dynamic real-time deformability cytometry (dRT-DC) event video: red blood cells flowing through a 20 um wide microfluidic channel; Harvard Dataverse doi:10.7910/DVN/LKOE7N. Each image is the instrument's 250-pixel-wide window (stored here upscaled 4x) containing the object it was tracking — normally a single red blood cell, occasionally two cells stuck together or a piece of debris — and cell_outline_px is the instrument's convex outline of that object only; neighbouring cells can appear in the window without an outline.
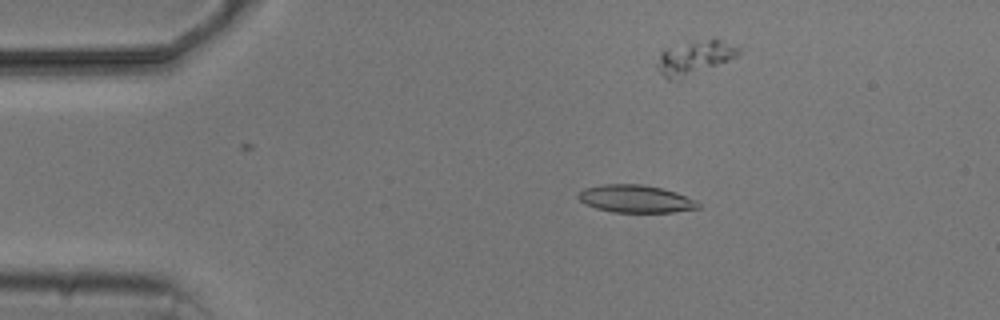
{"species": "common noctule bat (a hibernating species)", "species_latin": "Nyctalus noctula", "temperature_condition": "cold", "stored_images_in_passage": 5, "camera_frame_rate_fps": 3000, "um_per_image_px": 0.085, "animal": {"sex": "male", "body_mass_g": 20.5, "forearm_length_mm": 52.5}, "frame": {"image": 1, "passage_image": 2, "time_ms": 1.0, "image_size_px": [1000, 320], "cell_outline_px": [[700, 208], [672, 212], [612, 212], [596, 208], [584, 204], [576, 196], [584, 188], [604, 184], [640, 184], [660, 188], [676, 192], [696, 200], [700, 204]], "centroid_in_image_um": [54.02, 16.9], "position_along_channel_um": 31.0, "area_um2": 19.25}}